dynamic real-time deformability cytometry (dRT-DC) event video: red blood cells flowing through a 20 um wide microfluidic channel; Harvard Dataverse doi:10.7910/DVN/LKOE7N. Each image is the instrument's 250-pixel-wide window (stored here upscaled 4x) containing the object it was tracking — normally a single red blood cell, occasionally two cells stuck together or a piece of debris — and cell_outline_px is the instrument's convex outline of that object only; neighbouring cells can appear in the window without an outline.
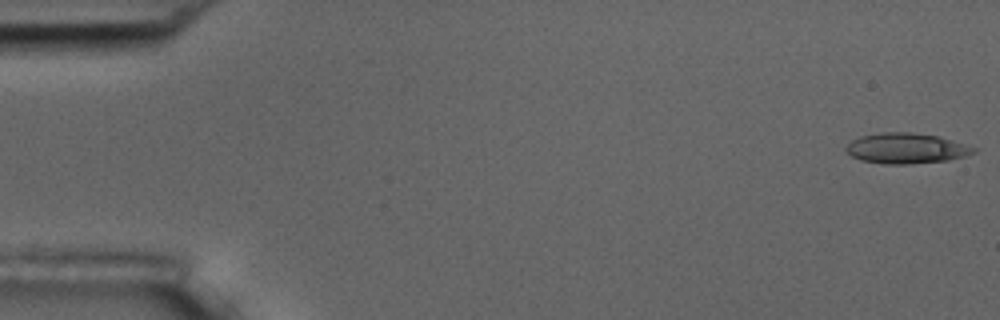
{"species": "common noctule bat (a hibernating species)", "species_latin": "Nyctalus noctula", "temperature_condition": "room temperature", "stored_images_in_passage": 55, "camera_frame_rate_fps": 3000, "um_per_image_px": 0.085, "animal": {"sex": "male", "body_mass_g": 17.5, "forearm_length_mm": 52.3}, "frame": {"image": 1, "passage_image": 1, "time_ms": 0.0, "image_size_px": [1000, 320], "cell_outline_px": [[976, 152], [964, 156], [948, 160], [908, 164], [884, 164], [860, 160], [852, 156], [844, 148], [852, 140], [860, 136], [880, 132], [912, 132], [936, 136], [964, 144], [976, 148]], "centroid_in_image_um": [76.99, 12.61], "position_along_channel_um": 8.0, "area_um2": 22.48}}
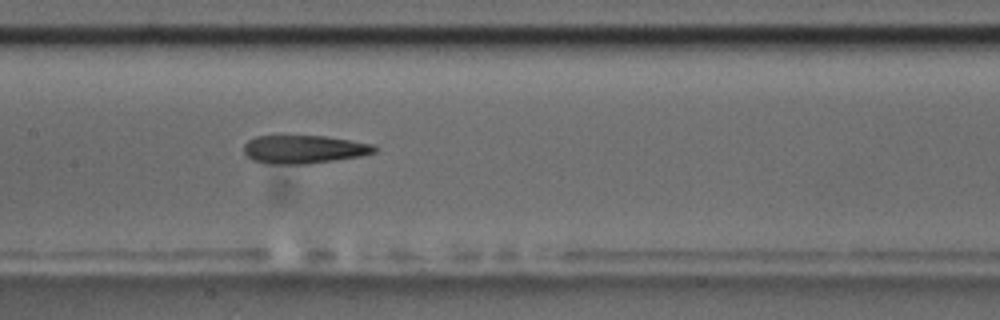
{"frame": {"image": 2, "passage_image": 27, "time_ms": 8.667, "image_size_px": [1000, 320], "cell_outline_px": [[380, 148], [376, 152], [360, 156], [336, 160], [308, 164], [268, 164], [252, 160], [244, 152], [244, 144], [248, 140], [256, 136], [324, 136], [372, 144]], "centroid_in_image_um": [25.83, 12.7], "position_along_channel_um": 181.6, "area_um2": 21.56}}
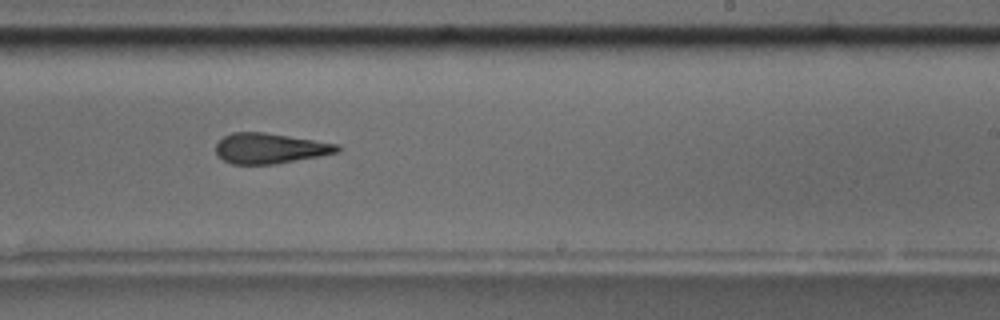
{"frame": {"image": 3, "passage_image": 34, "time_ms": 11.0, "image_size_px": [1000, 320], "cell_outline_px": [[340, 152], [320, 156], [272, 164], [232, 164], [216, 156], [216, 144], [224, 136], [232, 132], [264, 132], [340, 144]], "centroid_in_image_um": [22.94, 12.6], "position_along_channel_um": 266.1, "area_um2": 21.5}, "authors_computed_cell_mechanics": {"area_um2": 22.3108, "velocity_mm_per_s": 3.6326, "shape_relaxation_time_tau1_ms": 9.9234, "shape_relaxation_time_tau2_ms": 4.8046, "deformation_change_tau1": 0.2894, "deformation_change_tau2": 0.1875}}